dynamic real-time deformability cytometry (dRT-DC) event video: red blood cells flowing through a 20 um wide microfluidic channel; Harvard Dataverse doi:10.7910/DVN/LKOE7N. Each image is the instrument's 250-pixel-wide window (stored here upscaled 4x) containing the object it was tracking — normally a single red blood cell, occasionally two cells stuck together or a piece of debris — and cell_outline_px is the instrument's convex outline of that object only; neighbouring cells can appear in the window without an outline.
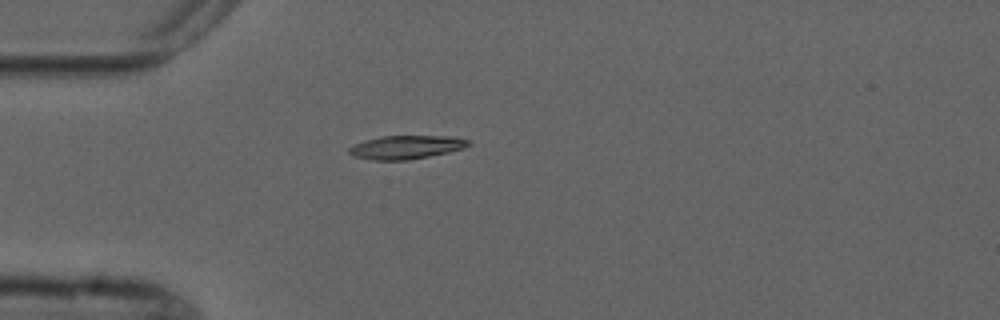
{"species": "common noctule bat (a hibernating species)", "species_latin": "Nyctalus noctula", "temperature_condition": "cold", "stored_images_in_passage": 5, "camera_frame_rate_fps": 3000, "um_per_image_px": 0.085, "animal": {"sex": "male", "forearm_length_mm": 52.5}, "frame": {"image": 1, "passage_image": 5, "time_ms": 4.667, "image_size_px": [1000, 320], "cell_outline_px": [[472, 144], [464, 148], [448, 152], [408, 160], [372, 160], [352, 156], [348, 152], [348, 148], [364, 140], [380, 136], [452, 136], [472, 140]], "centroid_in_image_um": [34.54, 12.5], "position_along_channel_um": 50.5, "area_um2": 16.47}}